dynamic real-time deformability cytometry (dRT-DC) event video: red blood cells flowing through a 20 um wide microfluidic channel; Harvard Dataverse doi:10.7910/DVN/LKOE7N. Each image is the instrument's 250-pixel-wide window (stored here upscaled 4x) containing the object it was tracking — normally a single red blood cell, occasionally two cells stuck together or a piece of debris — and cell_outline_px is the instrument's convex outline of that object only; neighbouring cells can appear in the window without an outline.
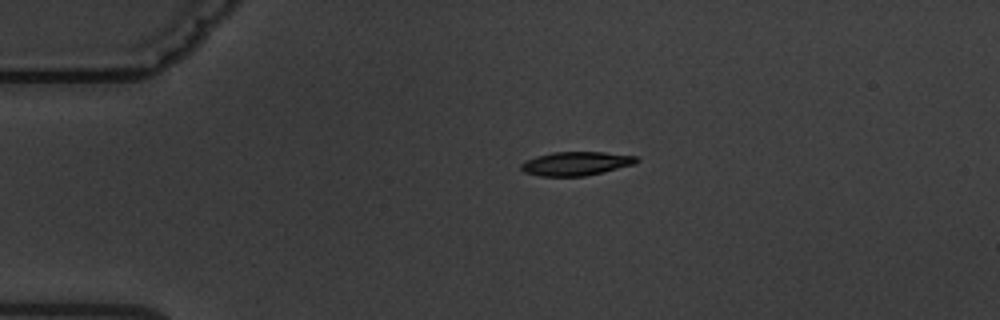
{"species": "common noctule bat (a hibernating species)", "species_latin": "Nyctalus noctula", "temperature_condition": "warm", "stored_images_in_passage": 7, "camera_frame_rate_fps": 3000, "um_per_image_px": 0.085, "animal": {"sex": "male", "body_mass_g": 19.5, "forearm_length_mm": 54.6}, "frame": {"image": 1, "passage_image": 1, "time_ms": 0.0, "image_size_px": [1000, 320], "cell_outline_px": [[640, 160], [636, 164], [584, 176], [540, 176], [524, 172], [520, 168], [520, 164], [524, 160], [536, 156], [552, 152], [604, 152], [636, 156]], "centroid_in_image_um": [48.94, 13.9], "position_along_channel_um": 36.1, "area_um2": 16.07}}
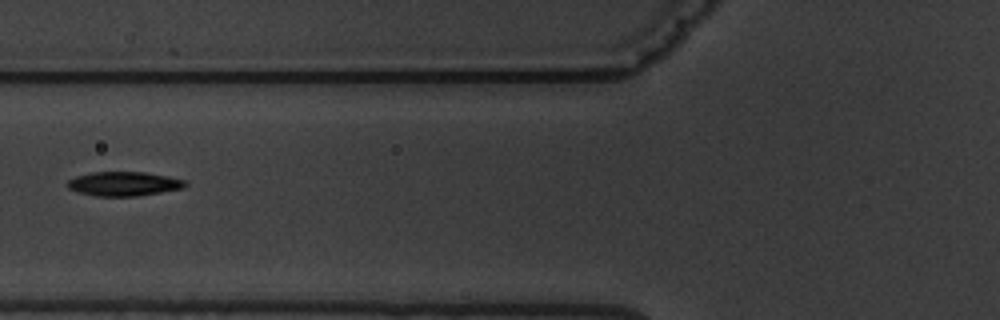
{"frame": {"image": 2, "passage_image": 3, "time_ms": 3.333, "image_size_px": [1000, 320], "cell_outline_px": [[188, 184], [184, 188], [136, 196], [96, 196], [80, 192], [68, 188], [64, 184], [68, 180], [76, 176], [92, 172], [144, 172], [168, 176], [184, 180]], "centroid_in_image_um": [10.51, 15.62], "position_along_channel_um": 115.3, "area_um2": 16.59}}
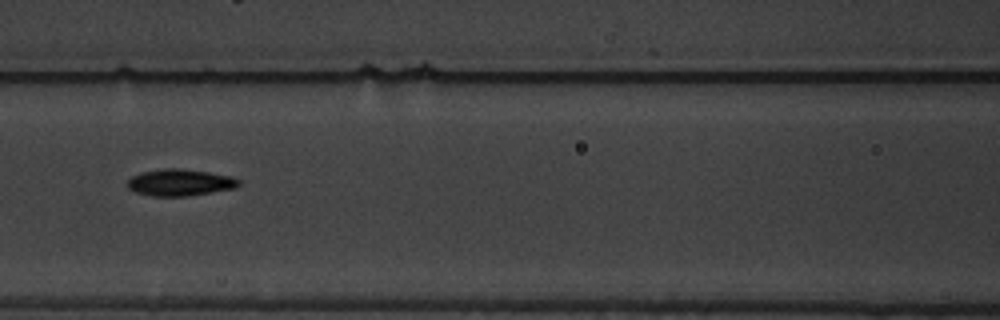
{"frame": {"image": 3, "passage_image": 4, "time_ms": 4.333, "image_size_px": [1000, 320], "cell_outline_px": [[240, 184], [236, 188], [212, 192], [184, 196], [152, 196], [136, 192], [128, 188], [128, 180], [132, 176], [140, 172], [168, 168], [180, 168], [208, 172], [232, 176], [240, 180]], "centroid_in_image_um": [15.31, 15.51], "position_along_channel_um": 151.3, "area_um2": 17.28}}